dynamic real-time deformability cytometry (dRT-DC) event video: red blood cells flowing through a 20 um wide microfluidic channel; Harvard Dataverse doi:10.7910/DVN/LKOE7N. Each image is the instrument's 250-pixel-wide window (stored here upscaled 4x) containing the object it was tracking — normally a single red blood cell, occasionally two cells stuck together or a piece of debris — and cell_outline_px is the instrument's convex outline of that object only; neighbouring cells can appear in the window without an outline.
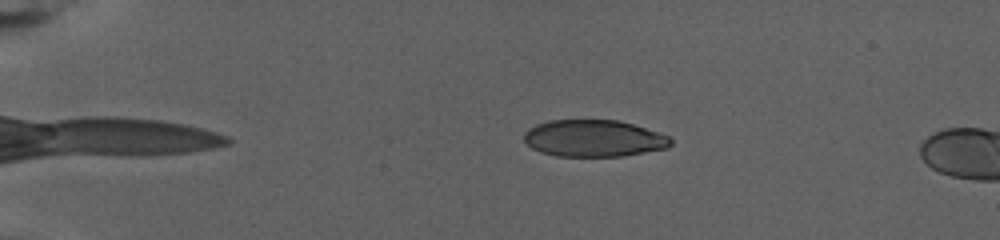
{"species": "human", "species_latin": "Homo sapiens", "temperature_condition": "warm", "stored_images_in_passage": 25, "camera_frame_rate_fps": 3000, "um_per_image_px": 0.085, "donor": {"sex": "female"}, "frame": {"image": 1, "passage_image": 18, "time_ms": 5.667, "image_size_px": [1000, 240], "cell_outline_px": [[672, 144], [668, 148], [624, 156], [556, 156], [540, 152], [532, 148], [524, 140], [524, 132], [528, 128], [536, 124], [548, 120], [620, 120], [668, 136], [672, 140]], "centroid_in_image_um": [50.45, 11.76], "position_along_channel_um": 34.6, "area_um2": 31.56}}